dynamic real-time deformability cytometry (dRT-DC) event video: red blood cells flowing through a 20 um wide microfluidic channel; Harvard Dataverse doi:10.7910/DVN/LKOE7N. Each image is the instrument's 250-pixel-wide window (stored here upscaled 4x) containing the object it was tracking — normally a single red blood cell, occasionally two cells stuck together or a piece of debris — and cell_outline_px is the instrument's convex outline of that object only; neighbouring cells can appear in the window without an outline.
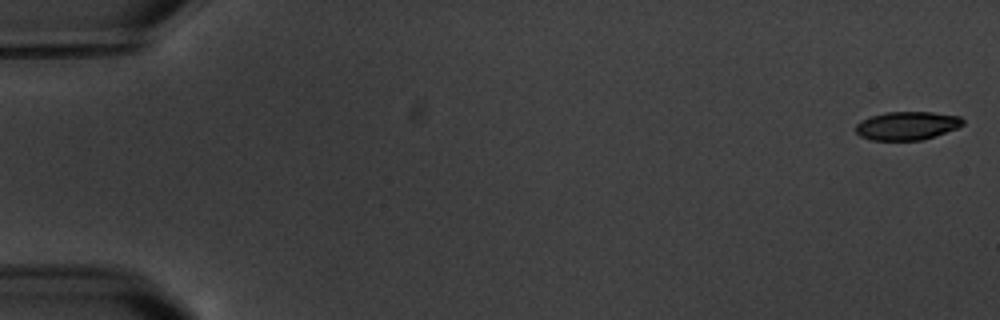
{"species": "common noctule bat (a hibernating species)", "species_latin": "Nyctalus noctula", "temperature_condition": "warm", "stored_images_in_passage": 7, "camera_frame_rate_fps": 3000, "um_per_image_px": 0.085, "animal": {"sex": "male", "body_mass_g": 20.1, "forearm_length_mm": 53.5}, "frame": {"image": 1, "passage_image": 1, "time_ms": 0.0, "image_size_px": [1000, 320], "cell_outline_px": [[964, 124], [956, 128], [936, 136], [924, 140], [872, 140], [860, 136], [856, 132], [856, 124], [860, 120], [872, 116], [888, 112], [932, 112], [960, 116], [964, 120]], "centroid_in_image_um": [77.11, 10.69], "position_along_channel_um": 7.9, "area_um2": 17.74}}
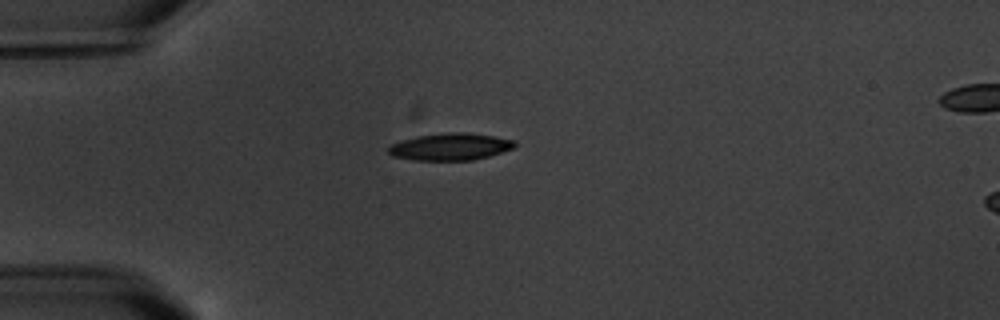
{"frame": {"image": 2, "passage_image": 5, "time_ms": 5.0, "image_size_px": [1000, 320], "cell_outline_px": [[516, 144], [512, 148], [488, 156], [472, 160], [416, 160], [392, 156], [388, 152], [388, 148], [392, 144], [400, 140], [416, 136], [448, 132], [468, 132], [516, 140]], "centroid_in_image_um": [38.25, 12.46], "position_along_channel_um": 46.7, "area_um2": 19.83}}